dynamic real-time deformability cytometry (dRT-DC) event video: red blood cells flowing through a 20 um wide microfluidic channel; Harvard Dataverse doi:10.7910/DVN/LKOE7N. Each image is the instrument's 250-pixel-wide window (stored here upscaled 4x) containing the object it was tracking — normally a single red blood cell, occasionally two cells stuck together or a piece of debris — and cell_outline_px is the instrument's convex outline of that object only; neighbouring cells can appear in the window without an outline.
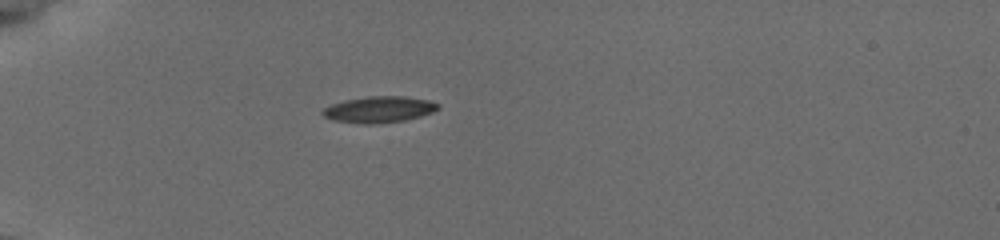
{"species": "common noctule bat (a hibernating species)", "species_latin": "Nyctalus noctula", "temperature_condition": "cold", "stored_images_in_passage": 39, "camera_frame_rate_fps": 3000, "um_per_image_px": 0.085, "animal": {"sex": "female", "body_mass_g": 19.5, "forearm_length_mm": 54.1}, "frame": {"image": 1, "passage_image": 1, "time_ms": 0.0, "image_size_px": [1000, 240], "cell_outline_px": [[440, 108], [432, 112], [420, 116], [404, 120], [372, 124], [364, 124], [332, 120], [324, 116], [320, 112], [324, 108], [332, 104], [344, 100], [368, 96], [404, 96], [428, 100], [440, 104]], "centroid_in_image_um": [32.21, 9.3], "position_along_channel_um": 52.8, "area_um2": 17.63}}
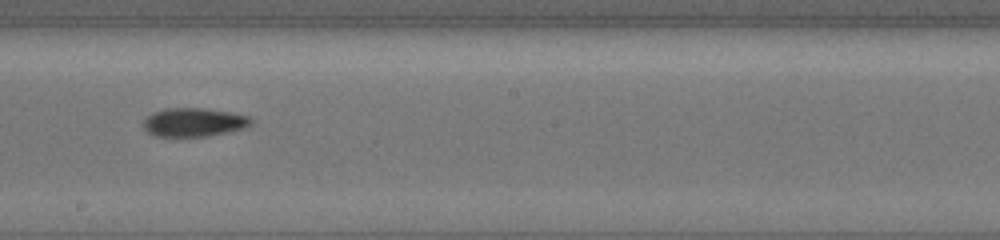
{"frame": {"image": 2, "passage_image": 17, "time_ms": 5.333, "image_size_px": [1000, 240], "cell_outline_px": [[252, 124], [244, 128], [228, 132], [208, 136], [156, 136], [148, 132], [144, 128], [144, 120], [152, 112], [164, 108], [204, 108], [232, 112], [248, 116], [252, 120]], "centroid_in_image_um": [16.49, 10.38], "position_along_channel_um": 231.7, "area_um2": 17.98}}
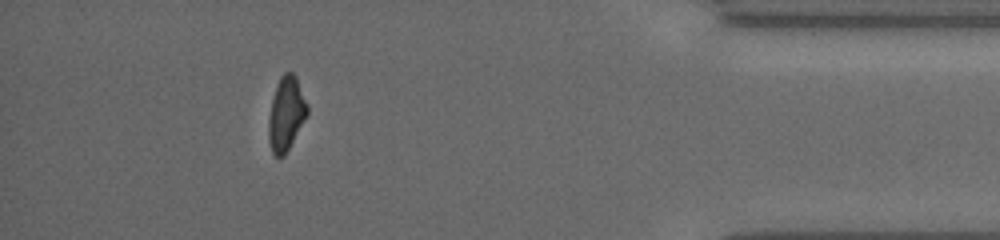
{"frame": {"image": 3, "passage_image": 34, "time_ms": 11.0, "image_size_px": [1000, 240], "cell_outline_px": [[308, 112], [284, 156], [276, 156], [272, 152], [268, 140], [268, 120], [272, 100], [280, 76], [284, 72], [292, 72], [296, 76], [308, 104]], "centroid_in_image_um": [24.31, 9.64], "position_along_channel_um": 410.9, "area_um2": 16.42}, "authors_computed_cell_mechanics": {"area_um2": 17.629, "velocity_mm_per_s": 3.8346, "shape_relaxation_time_tau1_ms": 5.1017, "shape_relaxation_time_tau2_ms": 6.6976, "deformation_change_tau1": 0.1553, "deformation_change_tau2": 0.1194}}